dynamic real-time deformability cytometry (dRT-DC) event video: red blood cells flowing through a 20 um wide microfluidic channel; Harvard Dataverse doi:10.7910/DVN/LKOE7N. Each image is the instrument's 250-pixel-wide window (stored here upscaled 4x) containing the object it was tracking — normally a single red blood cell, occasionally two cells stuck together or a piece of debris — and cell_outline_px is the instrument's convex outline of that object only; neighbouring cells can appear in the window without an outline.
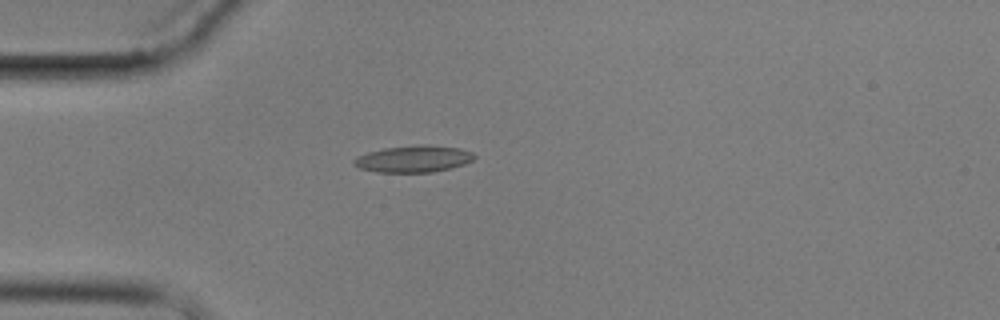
{"species": "common noctule bat (a hibernating species)", "species_latin": "Nyctalus noctula", "temperature_condition": "cold", "stored_images_in_passage": 4, "camera_frame_rate_fps": 3000, "um_per_image_px": 0.085, "animal": {"sex": "male", "body_mass_g": 17.9}, "frame": {"image": 1, "passage_image": 4, "time_ms": 3.667, "image_size_px": [1000, 320], "cell_outline_px": [[476, 156], [472, 160], [464, 164], [432, 172], [376, 172], [360, 168], [352, 164], [352, 160], [356, 156], [368, 152], [384, 148], [416, 144], [428, 144], [460, 148], [472, 152]], "centroid_in_image_um": [35.12, 13.49], "position_along_channel_um": 49.9, "area_um2": 18.9}}